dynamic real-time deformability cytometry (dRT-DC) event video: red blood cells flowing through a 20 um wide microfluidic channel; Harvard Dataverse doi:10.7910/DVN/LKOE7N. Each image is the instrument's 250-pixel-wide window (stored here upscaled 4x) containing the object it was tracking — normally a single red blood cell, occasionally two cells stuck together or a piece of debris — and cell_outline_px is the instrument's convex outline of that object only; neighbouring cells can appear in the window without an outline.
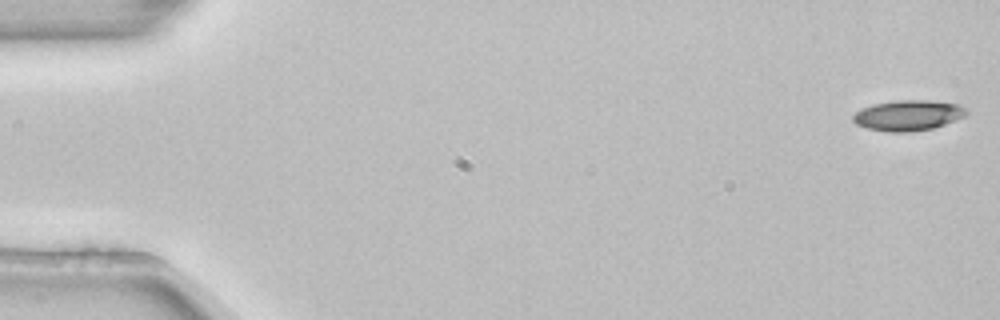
{"species": "common noctule bat (a hibernating species)", "species_latin": "Nyctalus noctula", "temperature_condition": "room temperature", "stored_images_in_passage": 4, "camera_frame_rate_fps": 3000, "um_per_image_px": 0.085, "animal": {"sex": "female", "body_mass_g": 22.7, "forearm_length_mm": 54.2}, "frame": {"image": 1, "passage_image": 1, "time_ms": 0.0, "image_size_px": [1000, 320], "cell_outline_px": [[968, 112], [964, 116], [944, 124], [932, 128], [908, 132], [888, 132], [868, 128], [856, 124], [852, 120], [852, 116], [856, 112], [872, 104], [896, 100], [928, 100], [956, 104], [964, 108]], "centroid_in_image_um": [77.15, 9.8], "position_along_channel_um": 7.9, "area_um2": 19.88}}
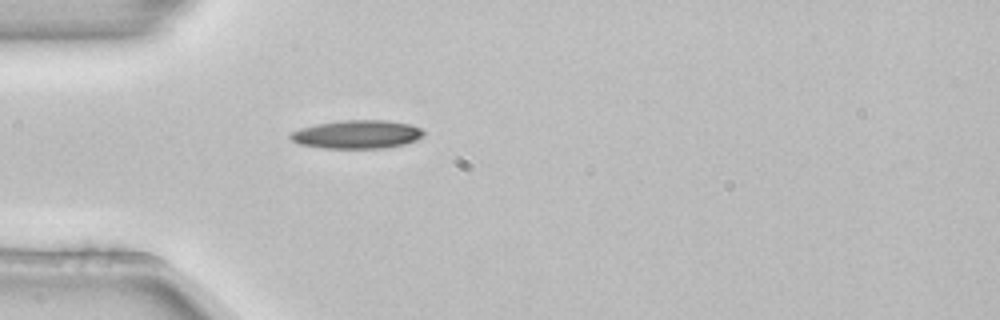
{"frame": {"image": 2, "passage_image": 4, "time_ms": 1.0, "image_size_px": [1000, 320], "cell_outline_px": [[424, 136], [416, 140], [404, 144], [388, 148], [324, 148], [296, 144], [288, 136], [292, 132], [300, 128], [316, 124], [344, 120], [388, 120], [412, 124], [420, 128], [424, 132]], "centroid_in_image_um": [30.36, 11.42], "position_along_channel_um": 54.6, "area_um2": 22.25}}